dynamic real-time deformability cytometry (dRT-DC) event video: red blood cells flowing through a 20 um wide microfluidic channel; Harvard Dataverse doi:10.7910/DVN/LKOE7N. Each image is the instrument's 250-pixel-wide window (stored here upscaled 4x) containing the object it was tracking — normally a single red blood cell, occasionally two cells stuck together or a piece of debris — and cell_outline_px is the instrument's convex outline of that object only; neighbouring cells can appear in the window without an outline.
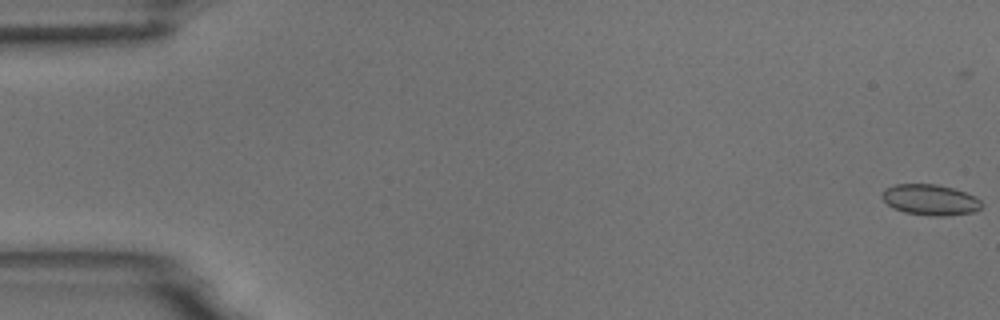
{"species": "common noctule bat (a hibernating species)", "species_latin": "Nyctalus noctula", "temperature_condition": "room temperature", "stored_images_in_passage": 56, "camera_frame_rate_fps": 3000, "um_per_image_px": 0.085, "animal": {"sex": "male", "body_mass_g": 18.8}, "frame": {"image": 1, "passage_image": 1, "time_ms": 0.0, "image_size_px": [1000, 320], "cell_outline_px": [[984, 204], [980, 208], [972, 212], [948, 216], [932, 216], [904, 212], [892, 208], [880, 196], [884, 188], [896, 184], [936, 184], [952, 188], [976, 196]], "centroid_in_image_um": [79.06, 16.98], "position_along_channel_um": 5.9, "area_um2": 17.98}}
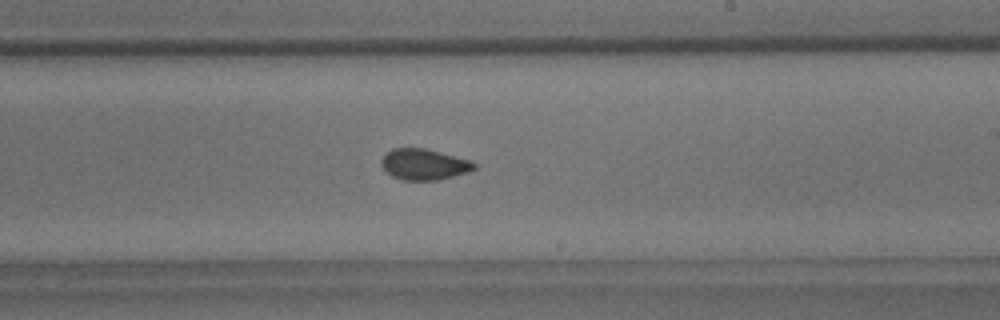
{"frame": {"image": 2, "passage_image": 33, "time_ms": 10.667, "image_size_px": [1000, 320], "cell_outline_px": [[476, 168], [468, 172], [436, 180], [404, 180], [392, 176], [380, 164], [380, 160], [392, 148], [424, 148], [472, 160], [476, 164]], "centroid_in_image_um": [36.05, 13.96], "position_along_channel_um": 252.9, "area_um2": 16.65}}
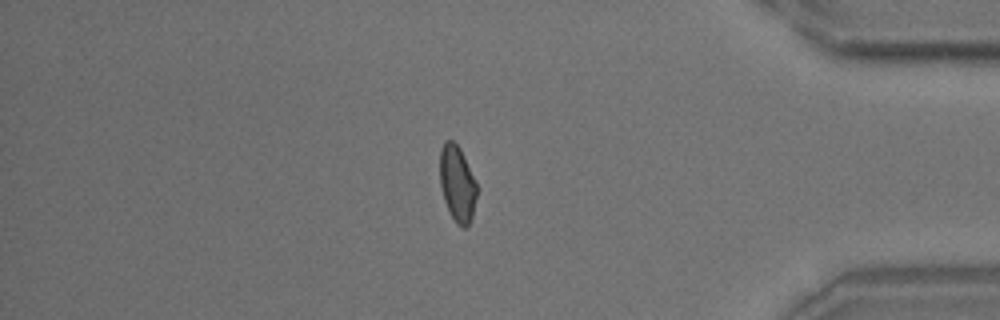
{"frame": {"image": 3, "passage_image": 47, "time_ms": 15.333, "image_size_px": [1000, 320], "cell_outline_px": [[476, 196], [472, 216], [468, 228], [464, 228], [456, 224], [444, 200], [440, 184], [440, 148], [444, 140], [452, 140], [460, 148], [476, 184]], "centroid_in_image_um": [38.85, 15.61], "position_along_channel_um": 396.4, "area_um2": 16.18}, "authors_computed_cell_mechanics": {"area_um2": 16.9932, "velocity_mm_per_s": 3.732, "shape_relaxation_time_tau1_ms": 6.5611, "shape_relaxation_time_tau2_ms": 1.1639, "deformation_change_tau1": 0.1049, "deformation_change_tau2": 0.0466}}